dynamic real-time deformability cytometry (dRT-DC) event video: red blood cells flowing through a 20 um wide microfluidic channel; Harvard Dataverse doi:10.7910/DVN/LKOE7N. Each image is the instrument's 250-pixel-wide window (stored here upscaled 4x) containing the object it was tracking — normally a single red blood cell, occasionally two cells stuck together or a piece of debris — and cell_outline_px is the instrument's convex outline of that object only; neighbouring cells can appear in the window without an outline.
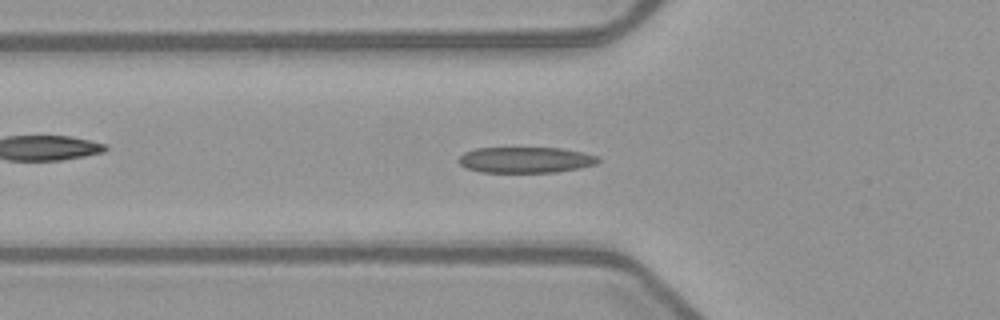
{"species": "common noctule bat (a hibernating species)", "species_latin": "Nyctalus noctula", "temperature_condition": "warm", "stored_images_in_passage": 45, "camera_frame_rate_fps": 3000, "um_per_image_px": 0.085, "animal": {"sex": "female", "body_mass_g": 21.9}, "frame": {"image": 1, "passage_image": 10, "time_ms": 3.0, "image_size_px": [1000, 320], "cell_outline_px": [[600, 160], [596, 164], [580, 168], [556, 172], [480, 172], [464, 168], [456, 160], [464, 152], [476, 148], [560, 148], [600, 156]], "centroid_in_image_um": [44.65, 13.59], "position_along_channel_um": 81.2, "area_um2": 21.15}}
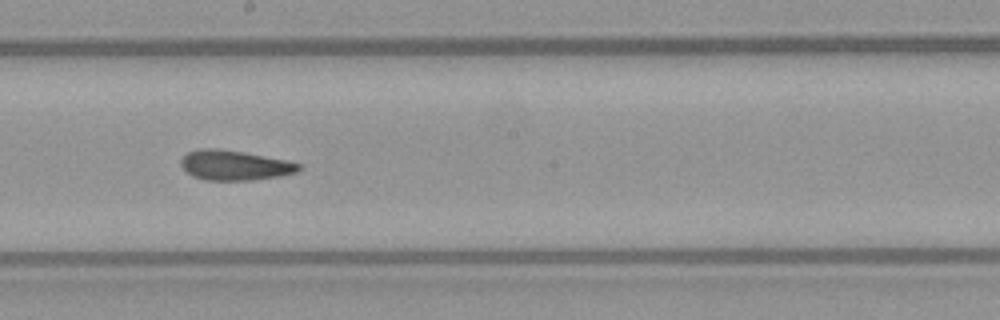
{"frame": {"image": 2, "passage_image": 21, "time_ms": 6.667, "image_size_px": [1000, 320], "cell_outline_px": [[300, 168], [296, 172], [280, 176], [252, 180], [204, 180], [192, 176], [180, 164], [180, 160], [188, 152], [200, 148], [216, 148], [244, 152], [288, 160], [300, 164]], "centroid_in_image_um": [19.93, 14.04], "position_along_channel_um": 228.3, "area_um2": 20.52}}
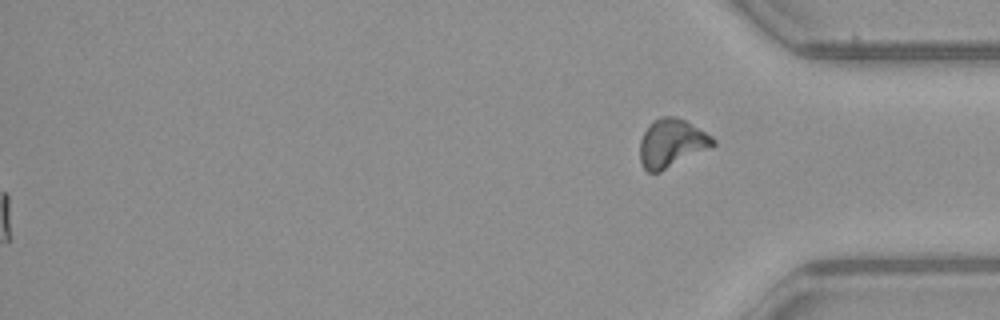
{"frame": {"image": 3, "passage_image": 45, "time_ms": 14.667, "image_size_px": [1000, 320], "cell_outline_px": [[716, 144], [712, 148], [660, 172], [648, 172], [644, 168], [640, 160], [640, 140], [648, 124], [652, 120], [660, 116], [676, 116], [684, 120], [712, 136], [716, 140]], "centroid_in_image_um": [57.09, 12.17], "position_along_channel_um": 378.1, "area_um2": 20.81}, "authors_computed_cell_mechanics": {"area_um2": 20.519, "velocity_mm_per_s": 3.9736, "shape_relaxation_time_tau1_ms": 4.6959, "shape_relaxation_time_tau2_ms": 1.7121, "deformation_change_tau1": 0.166, "deformation_change_tau2": 0.0936}}